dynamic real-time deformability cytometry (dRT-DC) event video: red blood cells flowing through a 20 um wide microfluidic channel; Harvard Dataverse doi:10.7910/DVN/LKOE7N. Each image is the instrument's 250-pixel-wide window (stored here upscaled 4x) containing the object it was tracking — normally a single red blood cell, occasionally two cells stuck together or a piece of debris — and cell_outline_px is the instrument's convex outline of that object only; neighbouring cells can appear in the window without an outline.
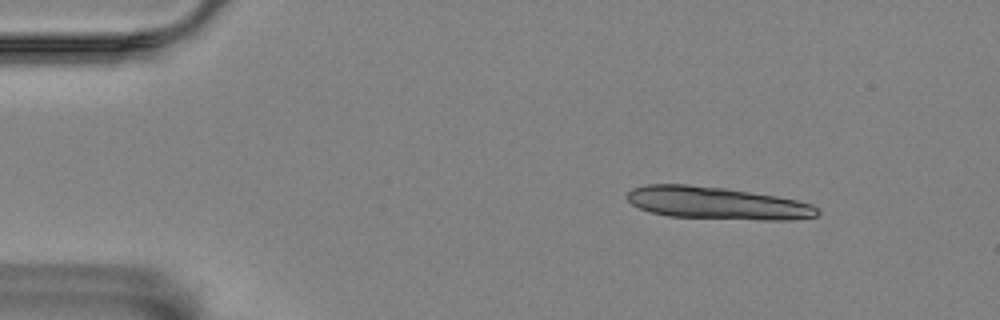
{"species": "Egyptian fruit bat (a non-hibernating species)", "species_latin": "Rousettus aegyptiacus", "temperature_condition": "room temperature", "stored_images_in_passage": 5, "segment_of_instrument_passage": [1, 2], "camera_frame_rate_fps": 3000, "um_per_image_px": 0.085, "animal": {"sex": "female"}, "frame": {"image": 1, "passage_image": 2, "time_ms": 1.333, "image_size_px": [1000, 320], "cell_outline_px": [[820, 212], [816, 216], [788, 220], [764, 220], [668, 216], [652, 212], [640, 208], [632, 204], [628, 200], [628, 192], [632, 188], [648, 184], [688, 184], [724, 188], [776, 196], [796, 200], [812, 204]], "centroid_in_image_um": [60.94, 17.26], "position_along_channel_um": 24.1, "area_um2": 35.66}}